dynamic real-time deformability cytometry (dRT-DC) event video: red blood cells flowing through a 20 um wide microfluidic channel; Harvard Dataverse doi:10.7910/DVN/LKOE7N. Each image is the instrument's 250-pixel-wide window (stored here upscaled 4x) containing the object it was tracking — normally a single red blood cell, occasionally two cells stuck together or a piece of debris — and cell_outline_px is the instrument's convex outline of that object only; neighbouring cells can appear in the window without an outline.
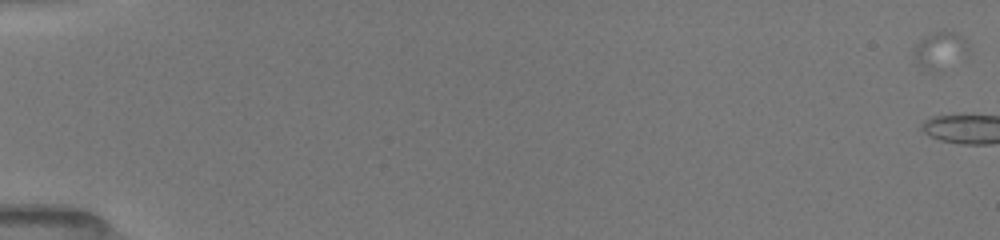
{"species": "common noctule bat (a hibernating species)", "species_latin": "Nyctalus noctula", "temperature_condition": "room temperature", "stored_images_in_passage": 12, "camera_frame_rate_fps": 3000, "um_per_image_px": 0.085, "animal": {"sex": "female", "body_mass_g": 19.5, "forearm_length_mm": 54.1}, "frame": {"image": 1, "passage_image": 1, "time_ms": 0.0, "image_size_px": [1000, 240], "cell_outline_px": [[968, 52], [940, 72], [928, 72], [916, 64], [912, 52], [916, 44], [924, 36], [944, 28], [956, 32], [964, 36], [968, 44]], "centroid_in_image_um": [79.87, 4.26], "position_along_channel_um": 5.1, "area_um2": 12.31}}